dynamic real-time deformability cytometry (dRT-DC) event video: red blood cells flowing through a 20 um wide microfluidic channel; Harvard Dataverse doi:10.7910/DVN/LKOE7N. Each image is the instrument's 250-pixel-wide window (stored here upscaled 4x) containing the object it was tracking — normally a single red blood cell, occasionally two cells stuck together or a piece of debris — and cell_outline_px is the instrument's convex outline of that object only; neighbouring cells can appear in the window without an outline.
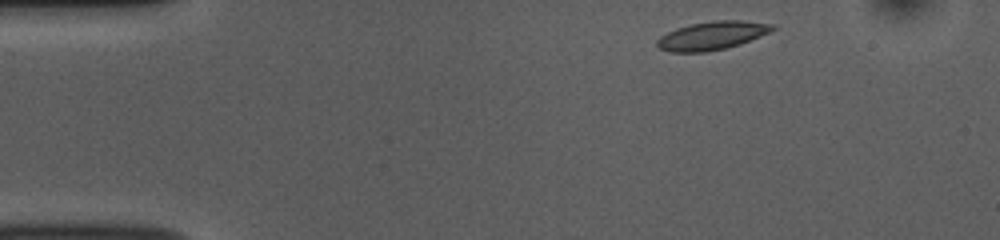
{"species": "common noctule bat (a hibernating species)", "species_latin": "Nyctalus noctula", "temperature_condition": "room temperature", "stored_images_in_passage": 46, "camera_frame_rate_fps": 3000, "um_per_image_px": 0.085, "animal": {"sex": "female", "body_mass_g": 10.0, "forearm_length_mm": 53.1}, "frame": {"image": 1, "passage_image": 1, "time_ms": 0.0, "image_size_px": [1000, 240], "cell_outline_px": [[776, 28], [768, 32], [740, 44], [724, 48], [704, 52], [668, 52], [660, 48], [656, 44], [656, 40], [660, 36], [676, 28], [692, 24], [712, 20], [740, 20], [776, 24]], "centroid_in_image_um": [60.5, 3.02], "position_along_channel_um": 24.5, "area_um2": 18.96}}
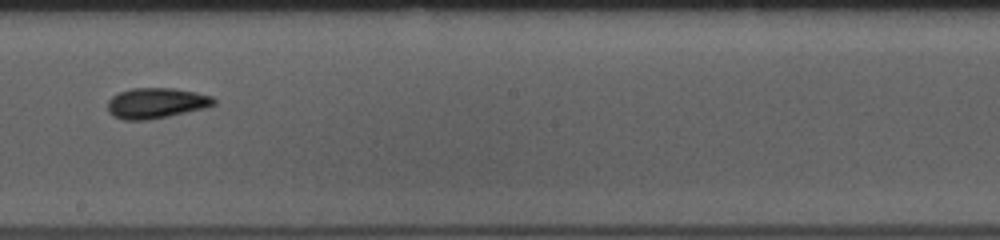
{"frame": {"image": 2, "passage_image": 23, "time_ms": 7.333, "image_size_px": [1000, 240], "cell_outline_px": [[216, 104], [204, 108], [168, 116], [148, 120], [124, 120], [112, 116], [108, 112], [108, 100], [112, 96], [120, 92], [132, 88], [172, 88], [196, 92], [212, 96], [216, 100]], "centroid_in_image_um": [13.26, 8.76], "position_along_channel_um": 234.9, "area_um2": 18.9}}
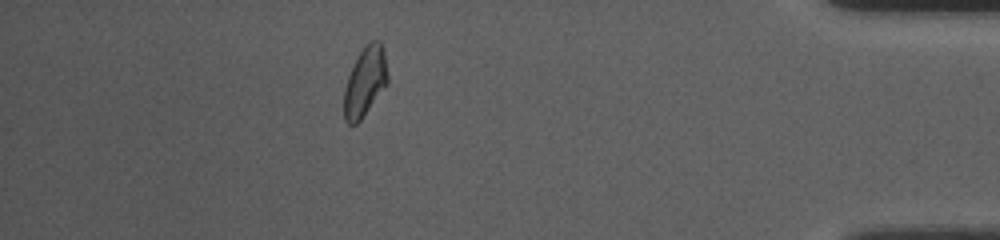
{"frame": {"image": 3, "passage_image": 40, "time_ms": 13.0, "image_size_px": [1000, 240], "cell_outline_px": [[388, 84], [360, 120], [356, 124], [348, 124], [344, 120], [344, 88], [348, 76], [364, 44], [368, 40], [380, 40], [384, 52], [388, 72]], "centroid_in_image_um": [31.04, 6.93], "position_along_channel_um": 404.2, "area_um2": 17.74}, "authors_computed_cell_mechanics": {"area_um2": 18.0914, "velocity_mm_per_s": 3.7855, "shape_relaxation_time_tau1_ms": 3.9726, "shape_relaxation_time_tau2_ms": 1.9284, "deformation_change_tau1": 0.1276, "deformation_change_tau2": 0.065}}